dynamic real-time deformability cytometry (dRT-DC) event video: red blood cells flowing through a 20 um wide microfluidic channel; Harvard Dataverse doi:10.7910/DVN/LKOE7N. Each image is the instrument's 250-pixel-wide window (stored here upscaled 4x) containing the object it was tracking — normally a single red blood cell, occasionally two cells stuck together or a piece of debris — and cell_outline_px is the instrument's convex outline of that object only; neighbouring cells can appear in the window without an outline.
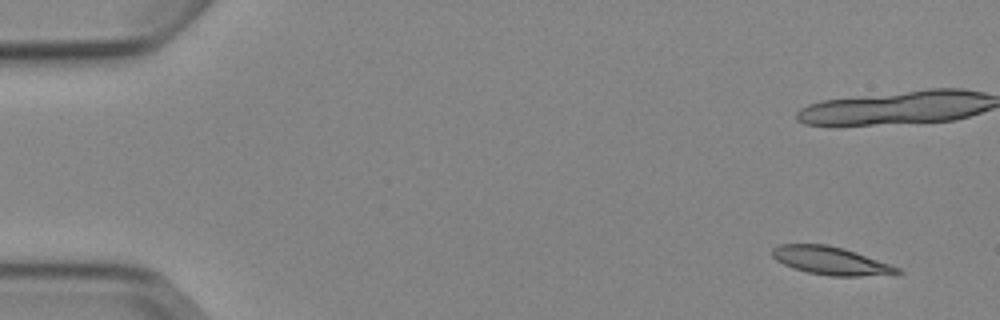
{"species": "Egyptian fruit bat (a non-hibernating species)", "species_latin": "Rousettus aegyptiacus", "temperature_condition": "cold", "stored_images_in_passage": 10, "camera_frame_rate_fps": 3000, "um_per_image_px": 0.085, "animal": {"sex": "female"}, "frame": {"image": 1, "passage_image": 1, "time_ms": 0.0, "image_size_px": [1000, 320], "cell_outline_px": [[904, 272], [900, 276], [832, 276], [808, 272], [792, 268], [776, 260], [772, 256], [772, 248], [776, 244], [828, 244], [844, 248], [856, 252], [900, 268]], "centroid_in_image_um": [70.69, 22.18], "position_along_channel_um": 14.3, "area_um2": 20.87}}